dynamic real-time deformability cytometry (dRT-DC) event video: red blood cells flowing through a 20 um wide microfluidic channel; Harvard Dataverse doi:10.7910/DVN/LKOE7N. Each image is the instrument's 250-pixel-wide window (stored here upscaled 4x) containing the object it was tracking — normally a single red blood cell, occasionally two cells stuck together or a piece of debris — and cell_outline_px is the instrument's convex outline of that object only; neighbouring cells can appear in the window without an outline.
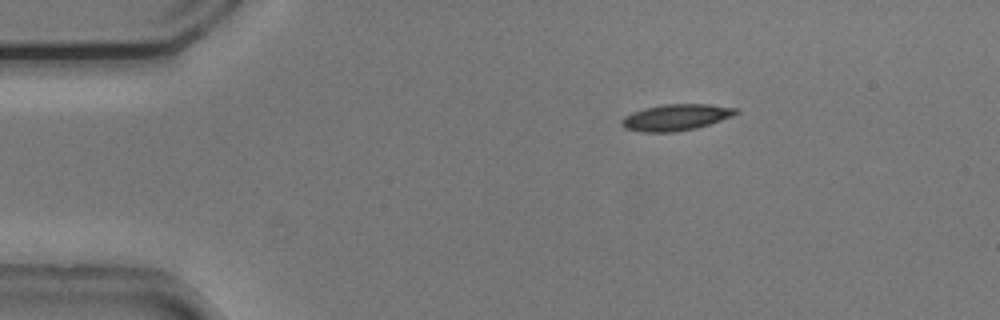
{"species": "common noctule bat (a hibernating species)", "species_latin": "Nyctalus noctula", "temperature_condition": "cold", "stored_images_in_passage": 47, "camera_frame_rate_fps": 3000, "um_per_image_px": 0.085, "animal": {"sex": "male", "body_mass_g": 20.5, "forearm_length_mm": 52.5}, "frame": {"image": 1, "passage_image": 1, "time_ms": 0.0, "image_size_px": [1000, 320], "cell_outline_px": [[740, 112], [732, 116], [696, 128], [676, 132], [640, 132], [624, 128], [620, 124], [620, 120], [624, 116], [632, 112], [644, 108], [664, 104], [708, 104], [736, 108]], "centroid_in_image_um": [57.4, 9.98], "position_along_channel_um": 27.6, "area_um2": 17.57}}
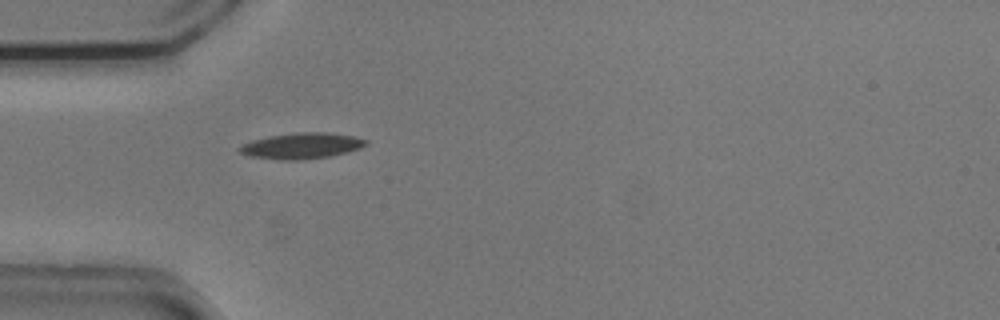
{"frame": {"image": 2, "passage_image": 8, "time_ms": 2.333, "image_size_px": [1000, 320], "cell_outline_px": [[368, 144], [360, 148], [348, 152], [328, 156], [304, 160], [280, 160], [248, 156], [240, 152], [236, 148], [252, 140], [268, 136], [296, 132], [328, 132], [352, 136], [368, 140]], "centroid_in_image_um": [25.63, 12.39], "position_along_channel_um": 59.4, "area_um2": 19.19}}
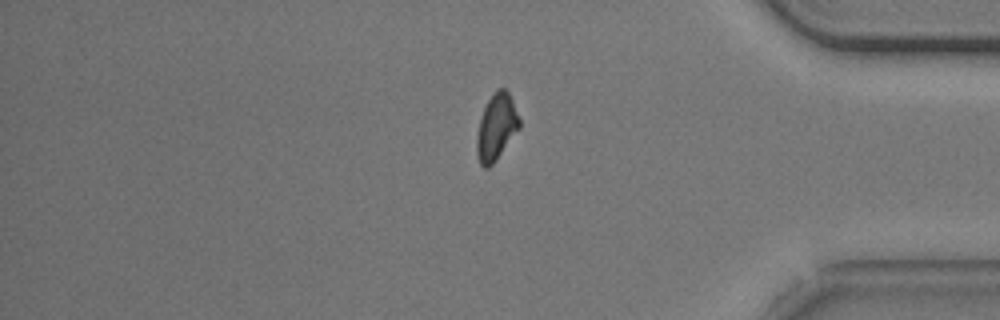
{"frame": {"image": 3, "passage_image": 37, "time_ms": 12.0, "image_size_px": [1000, 320], "cell_outline_px": [[520, 128], [492, 164], [488, 168], [484, 168], [480, 164], [476, 152], [476, 136], [480, 120], [484, 108], [488, 100], [496, 88], [504, 88], [508, 92], [512, 100], [520, 120]], "centroid_in_image_um": [42.18, 10.8], "position_along_channel_um": 393.0, "area_um2": 16.3}}